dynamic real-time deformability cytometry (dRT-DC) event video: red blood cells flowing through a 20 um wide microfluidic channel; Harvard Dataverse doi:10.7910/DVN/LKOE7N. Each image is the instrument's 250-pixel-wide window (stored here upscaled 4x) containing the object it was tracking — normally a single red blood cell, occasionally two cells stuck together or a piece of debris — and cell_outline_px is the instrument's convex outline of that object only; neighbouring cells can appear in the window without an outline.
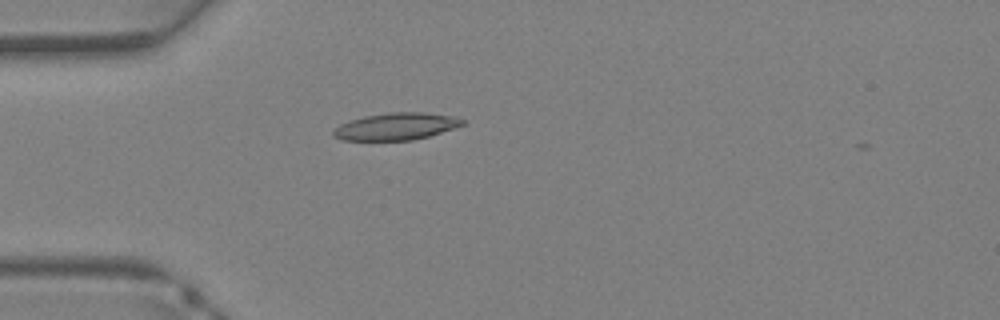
{"species": "Egyptian fruit bat (a non-hibernating species)", "species_latin": "Rousettus aegyptiacus", "temperature_condition": "warm", "stored_images_in_passage": 28, "camera_frame_rate_fps": 3000, "um_per_image_px": 0.085, "animal": {"sex": "female"}, "frame": {"image": 1, "passage_image": 2, "time_ms": 0.333, "image_size_px": [1000, 320], "cell_outline_px": [[464, 124], [428, 136], [412, 140], [344, 140], [332, 136], [332, 132], [340, 124], [348, 120], [364, 116], [388, 112], [424, 112], [452, 116], [464, 120]], "centroid_in_image_um": [33.62, 10.74], "position_along_channel_um": 51.4, "area_um2": 20.23}}
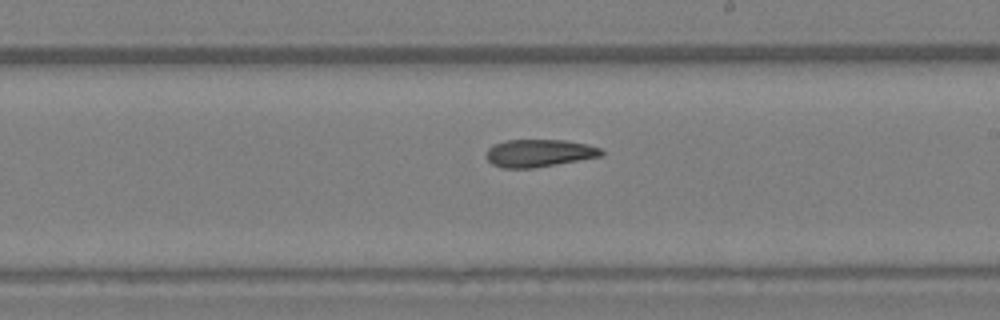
{"frame": {"image": 2, "passage_image": 13, "time_ms": 4.0, "image_size_px": [1000, 320], "cell_outline_px": [[604, 156], [532, 168], [500, 168], [492, 164], [484, 156], [484, 152], [492, 144], [508, 140], [564, 140], [588, 144], [600, 148], [604, 152]], "centroid_in_image_um": [45.79, 13.01], "position_along_channel_um": 243.2, "area_um2": 18.73}}
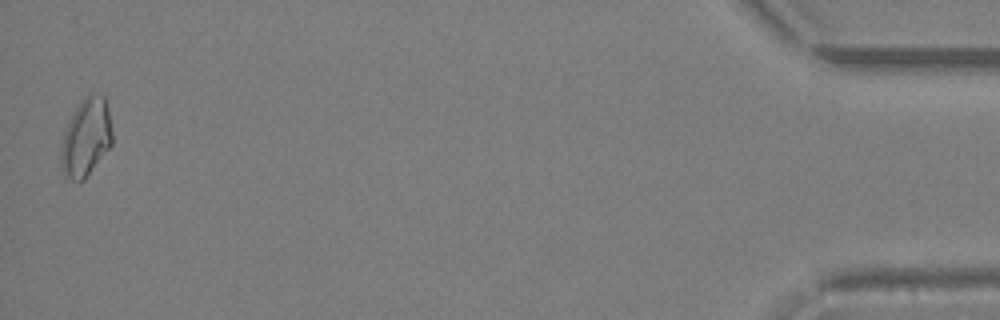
{"frame": {"image": 3, "passage_image": 28, "time_ms": 9.0, "image_size_px": [1000, 320], "cell_outline_px": [[112, 144], [84, 180], [64, 180], [60, 168], [60, 152], [64, 132], [80, 100], [88, 92], [92, 92], [104, 96], [108, 108], [112, 132]], "centroid_in_image_um": [7.29, 11.7], "position_along_channel_um": 427.9, "area_um2": 23.52}}